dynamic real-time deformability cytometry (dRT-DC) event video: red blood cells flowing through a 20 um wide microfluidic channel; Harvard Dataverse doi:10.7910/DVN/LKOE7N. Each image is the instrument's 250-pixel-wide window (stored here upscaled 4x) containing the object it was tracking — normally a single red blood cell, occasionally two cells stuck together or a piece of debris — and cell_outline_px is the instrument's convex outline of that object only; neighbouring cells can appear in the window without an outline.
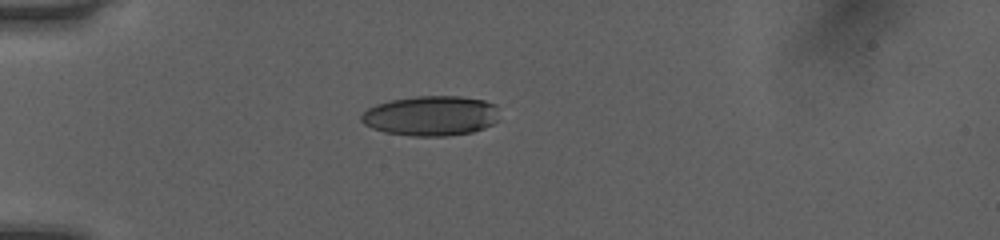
{"species": "human", "species_latin": "Homo sapiens", "temperature_condition": "room temperature", "stored_images_in_passage": 37, "camera_frame_rate_fps": 3000, "um_per_image_px": 0.085, "donor": {"sex": "female"}, "frame": {"image": 1, "passage_image": 1, "time_ms": 0.0, "image_size_px": [1000, 240], "cell_outline_px": [[496, 120], [492, 124], [484, 128], [472, 132], [444, 136], [412, 136], [384, 132], [372, 128], [364, 124], [360, 120], [360, 116], [368, 108], [376, 104], [392, 100], [416, 96], [460, 96], [484, 100], [496, 104]], "centroid_in_image_um": [36.6, 9.84], "position_along_channel_um": 48.4, "area_um2": 32.08}}
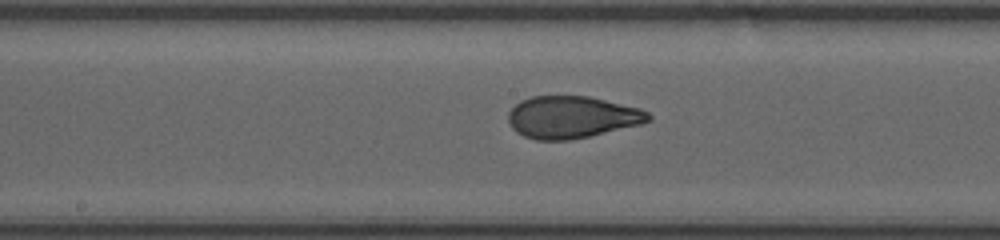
{"frame": {"image": 2, "passage_image": 14, "time_ms": 4.333, "image_size_px": [1000, 240], "cell_outline_px": [[652, 120], [640, 124], [588, 136], [568, 140], [536, 140], [524, 136], [516, 132], [512, 128], [508, 120], [508, 112], [520, 100], [532, 96], [588, 96], [640, 108], [648, 112], [652, 116]], "centroid_in_image_um": [48.59, 9.95], "position_along_channel_um": 199.6, "area_um2": 34.28}}
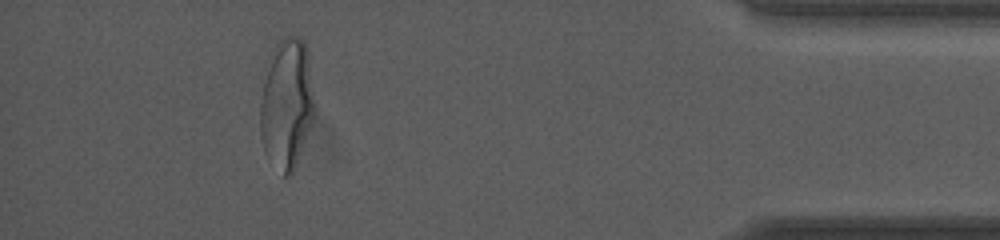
{"frame": {"image": 3, "passage_image": 33, "time_ms": 10.667, "image_size_px": [1000, 240], "cell_outline_px": [[316, 100], [312, 116], [292, 172], [288, 176], [284, 176], [264, 152], [260, 132], [260, 104], [264, 84], [268, 68], [276, 44], [284, 36], [296, 36], [304, 40], [308, 48]], "centroid_in_image_um": [24.39, 8.74], "position_along_channel_um": 410.8, "area_um2": 40.52}, "authors_computed_cell_mechanics": {"area_um2": 34.8534, "velocity_mm_per_s": 4.0725, "shape_relaxation_time_tau1_ms": 4.8169, "shape_relaxation_time_tau2_ms": 0.796, "deformation_change_tau1": 0.1839, "deformation_change_tau2": 0.0695}}